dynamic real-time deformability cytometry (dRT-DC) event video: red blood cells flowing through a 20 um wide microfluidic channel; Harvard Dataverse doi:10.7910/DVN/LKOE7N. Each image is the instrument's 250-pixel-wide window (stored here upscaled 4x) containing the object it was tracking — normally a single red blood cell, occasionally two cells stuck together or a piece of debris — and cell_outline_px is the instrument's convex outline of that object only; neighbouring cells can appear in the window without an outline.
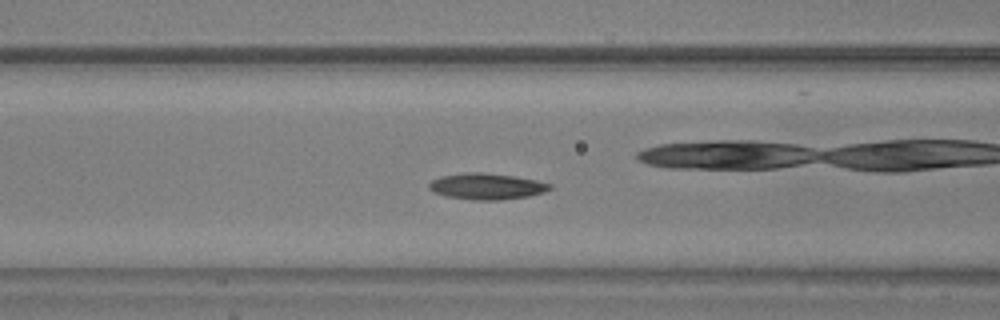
{"species": "common noctule bat (a hibernating species)", "species_latin": "Nyctalus noctula", "temperature_condition": "warm", "stored_images_in_passage": 34, "camera_frame_rate_fps": 3000, "um_per_image_px": 0.085, "animal": {"sex": "male", "body_mass_g": 20.5, "forearm_length_mm": 52.5}, "frame": {"image": 1, "passage_image": 10, "time_ms": 3.0, "image_size_px": [1000, 320], "cell_outline_px": [[552, 188], [544, 192], [528, 196], [500, 200], [476, 200], [444, 196], [432, 192], [428, 188], [428, 184], [432, 180], [444, 176], [468, 172], [480, 172], [512, 176], [536, 180], [552, 184]], "centroid_in_image_um": [41.35, 15.85], "position_along_channel_um": 125.2, "area_um2": 18.32}}
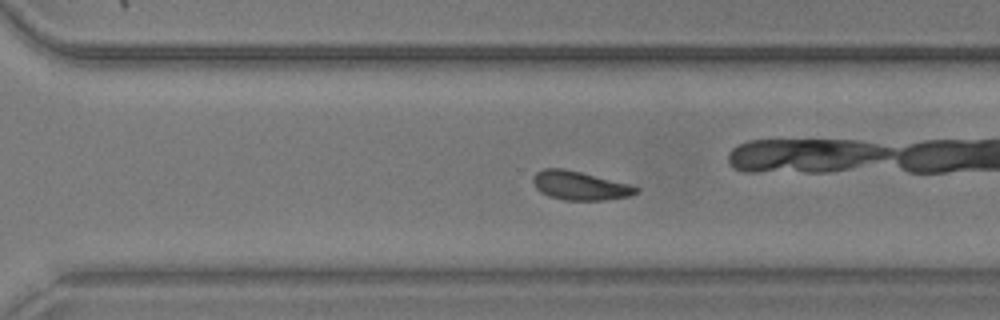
{"frame": {"image": 2, "passage_image": 25, "time_ms": 8.0, "image_size_px": [1000, 320], "cell_outline_px": [[640, 192], [628, 196], [604, 200], [564, 200], [548, 196], [540, 192], [536, 188], [532, 180], [532, 176], [536, 172], [544, 168], [564, 168], [632, 184], [640, 188]], "centroid_in_image_um": [49.29, 15.77], "position_along_channel_um": 321.3, "area_um2": 17.51}, "authors_computed_cell_mechanics": {"area_um2": 17.8024, "velocity_mm_per_s": 3.9226, "shape_relaxation_time_tau1_ms": 2.9297, "shape_relaxation_time_tau2_ms": null, "deformation_change_tau1": 0.1195, "deformation_change_tau2": null}}